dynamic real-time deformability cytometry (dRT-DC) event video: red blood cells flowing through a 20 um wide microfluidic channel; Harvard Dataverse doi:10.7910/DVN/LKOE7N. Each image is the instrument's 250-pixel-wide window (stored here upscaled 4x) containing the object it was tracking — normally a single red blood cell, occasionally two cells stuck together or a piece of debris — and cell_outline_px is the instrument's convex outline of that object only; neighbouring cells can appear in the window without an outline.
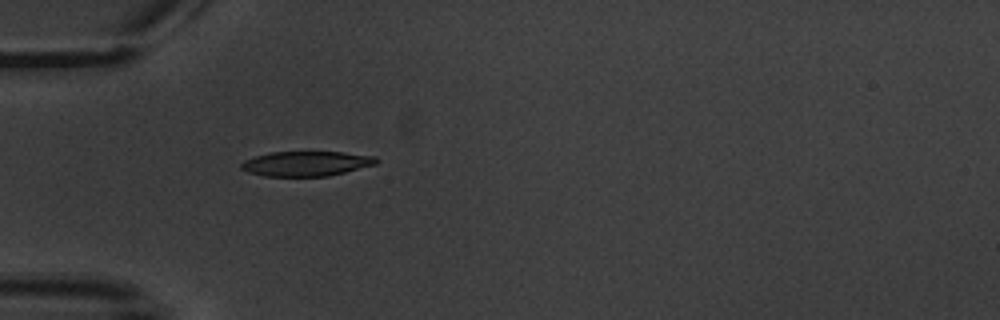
{"species": "common noctule bat (a hibernating species)", "species_latin": "Nyctalus noctula", "temperature_condition": "warm", "stored_images_in_passage": 4, "camera_frame_rate_fps": 3000, "um_per_image_px": 0.085, "animal": {"sex": "male", "body_mass_g": 20.1, "forearm_length_mm": 53.5}, "frame": {"image": 1, "passage_image": 4, "time_ms": 5.0, "image_size_px": [1000, 320], "cell_outline_px": [[380, 160], [376, 164], [328, 176], [264, 176], [248, 172], [240, 168], [240, 164], [244, 160], [256, 156], [272, 152], [340, 152], [376, 156]], "centroid_in_image_um": [26.03, 13.91], "position_along_channel_um": 59.0, "area_um2": 19.48}}